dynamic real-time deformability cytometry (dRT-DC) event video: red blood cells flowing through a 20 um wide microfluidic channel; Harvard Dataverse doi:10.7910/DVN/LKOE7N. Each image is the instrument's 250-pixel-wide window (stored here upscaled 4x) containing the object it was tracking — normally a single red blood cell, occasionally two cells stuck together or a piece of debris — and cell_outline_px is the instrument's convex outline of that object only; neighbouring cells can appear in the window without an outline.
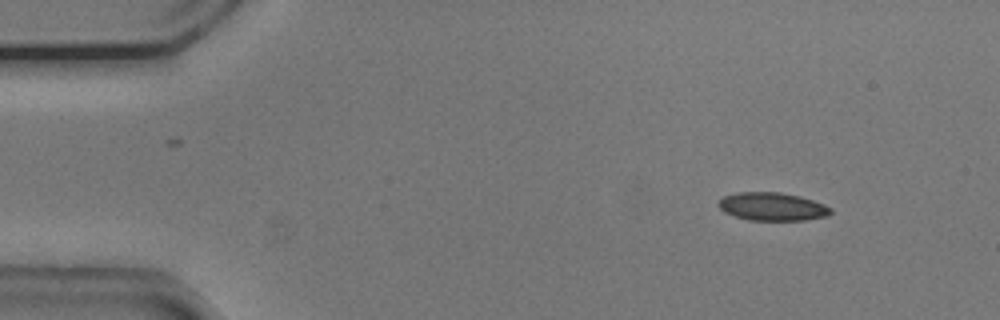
{"species": "common noctule bat (a hibernating species)", "species_latin": "Nyctalus noctula", "temperature_condition": "cold", "stored_images_in_passage": 15, "camera_frame_rate_fps": 3000, "um_per_image_px": 0.085, "animal": {"sex": "male", "body_mass_g": 20.5, "forearm_length_mm": 52.5}, "frame": {"image": 1, "passage_image": 5, "time_ms": 1.333, "image_size_px": [1000, 320], "cell_outline_px": [[832, 212], [828, 216], [804, 220], [748, 220], [724, 212], [716, 204], [724, 196], [740, 192], [780, 192], [800, 196], [824, 204], [832, 208]], "centroid_in_image_um": [65.66, 17.56], "position_along_channel_um": 19.3, "area_um2": 18.38}}
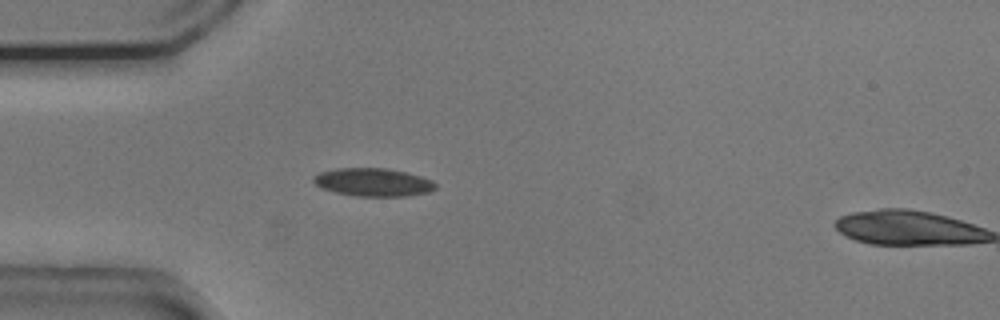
{"frame": {"image": 2, "passage_image": 14, "time_ms": 4.333, "image_size_px": [1000, 320], "cell_outline_px": [[436, 188], [428, 192], [404, 196], [356, 196], [336, 192], [320, 188], [312, 180], [312, 176], [320, 172], [336, 168], [388, 168], [420, 176], [432, 180], [436, 184]], "centroid_in_image_um": [31.68, 15.48], "position_along_channel_um": 53.3, "area_um2": 19.94}}